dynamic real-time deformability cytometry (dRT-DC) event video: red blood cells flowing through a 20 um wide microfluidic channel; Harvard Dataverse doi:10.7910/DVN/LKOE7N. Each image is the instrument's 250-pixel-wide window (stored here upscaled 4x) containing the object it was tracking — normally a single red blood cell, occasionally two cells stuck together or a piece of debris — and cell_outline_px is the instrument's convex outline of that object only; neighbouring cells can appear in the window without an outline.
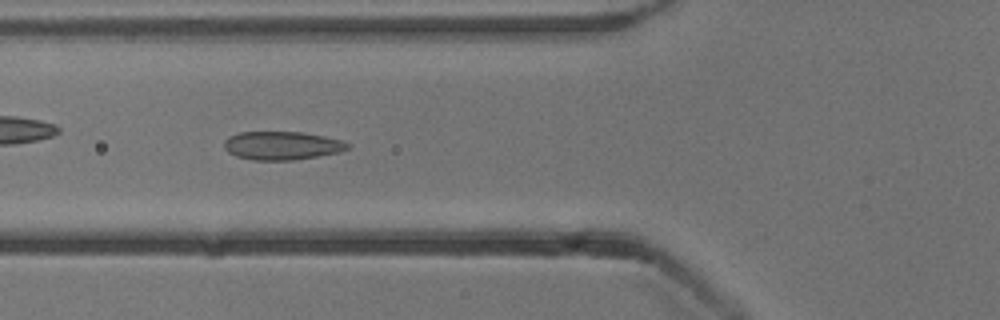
{"species": "common noctule bat (a hibernating species)", "species_latin": "Nyctalus noctula", "temperature_condition": "cold", "stored_images_in_passage": 40, "camera_frame_rate_fps": 3000, "um_per_image_px": 0.085, "animal": {"sex": "male", "body_mass_g": 13.3}, "frame": {"image": 1, "passage_image": 7, "time_ms": 2.0, "image_size_px": [1000, 320], "cell_outline_px": [[348, 148], [340, 152], [292, 160], [252, 160], [236, 156], [228, 152], [224, 148], [224, 140], [228, 136], [240, 132], [304, 132], [324, 136], [340, 140], [348, 144]], "centroid_in_image_um": [23.91, 12.37], "position_along_channel_um": 101.9, "area_um2": 20.35}}
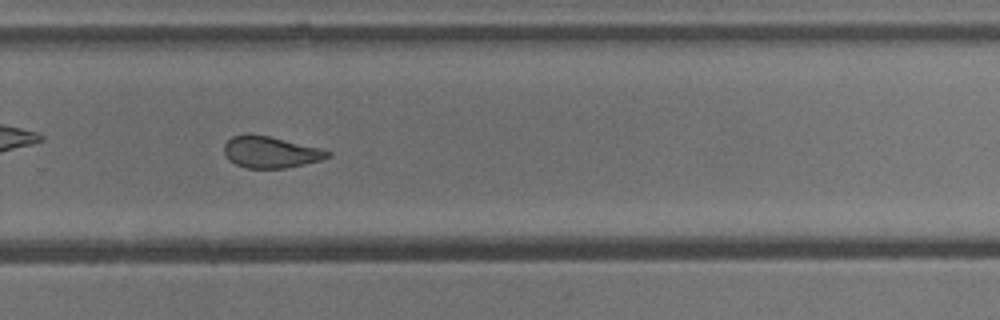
{"frame": {"image": 2, "passage_image": 23, "time_ms": 7.333, "image_size_px": [1000, 320], "cell_outline_px": [[332, 156], [320, 160], [284, 168], [248, 168], [236, 164], [228, 160], [224, 152], [224, 144], [232, 136], [244, 132], [252, 132], [320, 148], [332, 152]], "centroid_in_image_um": [22.95, 12.9], "position_along_channel_um": 306.8, "area_um2": 19.19}, "authors_computed_cell_mechanics": {"area_um2": 20.0277, "velocity_mm_per_s": 3.849, "shape_relaxation_time_tau1_ms": 11.1998, "shape_relaxation_time_tau2_ms": 2.2109, "deformation_change_tau1": 0.2172, "deformation_change_tau2": 0.0667}}